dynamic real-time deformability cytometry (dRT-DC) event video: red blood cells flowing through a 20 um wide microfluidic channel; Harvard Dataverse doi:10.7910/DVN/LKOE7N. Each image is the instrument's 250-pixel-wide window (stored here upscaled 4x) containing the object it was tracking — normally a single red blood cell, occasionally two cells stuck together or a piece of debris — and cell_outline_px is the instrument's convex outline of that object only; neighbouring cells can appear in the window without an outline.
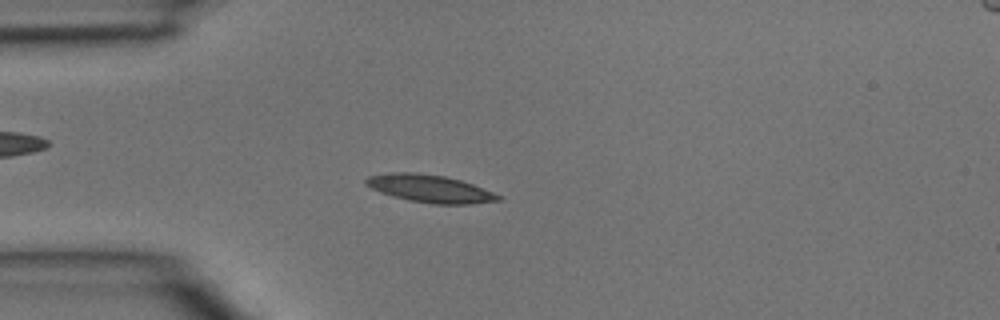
{"species": "common noctule bat (a hibernating species)", "species_latin": "Nyctalus noctula", "temperature_condition": "room temperature", "stored_images_in_passage": 38, "camera_frame_rate_fps": 3000, "um_per_image_px": 0.085, "animal": {"sex": "male", "body_mass_g": 15.6}, "frame": {"image": 1, "passage_image": 5, "time_ms": 1.333, "image_size_px": [1000, 320], "cell_outline_px": [[504, 200], [472, 204], [432, 204], [408, 200], [392, 196], [380, 192], [364, 184], [364, 180], [368, 176], [392, 172], [416, 172], [444, 176], [460, 180], [472, 184], [504, 196]], "centroid_in_image_um": [36.57, 16.04], "position_along_channel_um": 48.4, "area_um2": 21.5}}
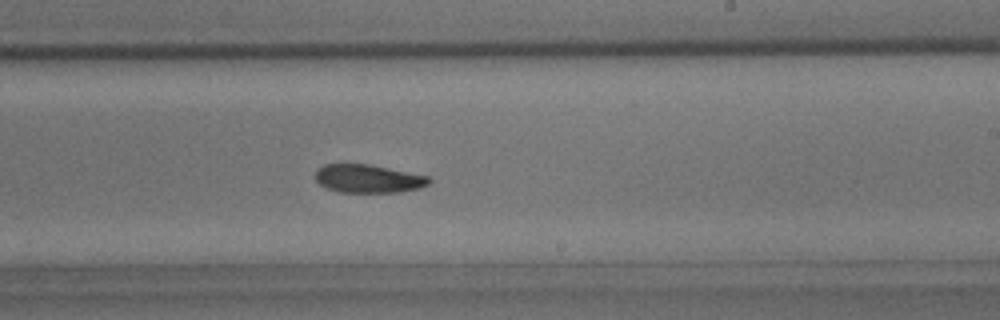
{"frame": {"image": 2, "passage_image": 20, "time_ms": 6.333, "image_size_px": [1000, 320], "cell_outline_px": [[432, 180], [428, 184], [420, 188], [400, 192], [340, 192], [328, 188], [320, 184], [316, 180], [316, 168], [324, 164], [368, 164], [428, 176]], "centroid_in_image_um": [31.29, 15.18], "position_along_channel_um": 257.7, "area_um2": 18.61}}
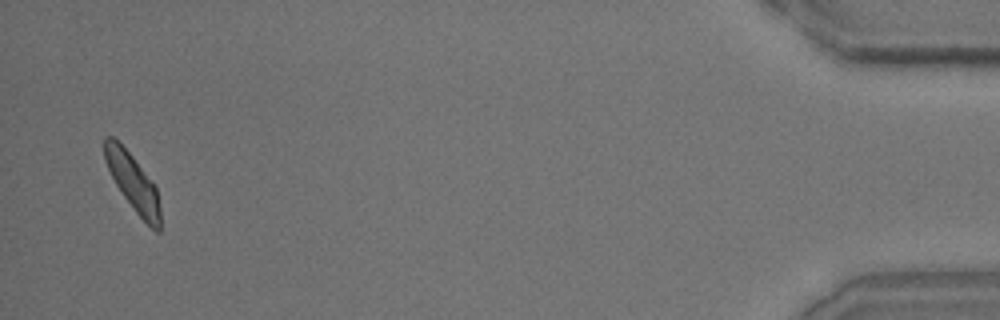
{"frame": {"image": 3, "passage_image": 37, "time_ms": 12.0, "image_size_px": [1000, 320], "cell_outline_px": [[160, 232], [156, 232], [136, 212], [124, 196], [116, 184], [104, 160], [104, 136], [112, 136], [132, 156], [156, 184], [160, 208]], "centroid_in_image_um": [11.32, 15.5], "position_along_channel_um": 423.9, "area_um2": 18.26}}